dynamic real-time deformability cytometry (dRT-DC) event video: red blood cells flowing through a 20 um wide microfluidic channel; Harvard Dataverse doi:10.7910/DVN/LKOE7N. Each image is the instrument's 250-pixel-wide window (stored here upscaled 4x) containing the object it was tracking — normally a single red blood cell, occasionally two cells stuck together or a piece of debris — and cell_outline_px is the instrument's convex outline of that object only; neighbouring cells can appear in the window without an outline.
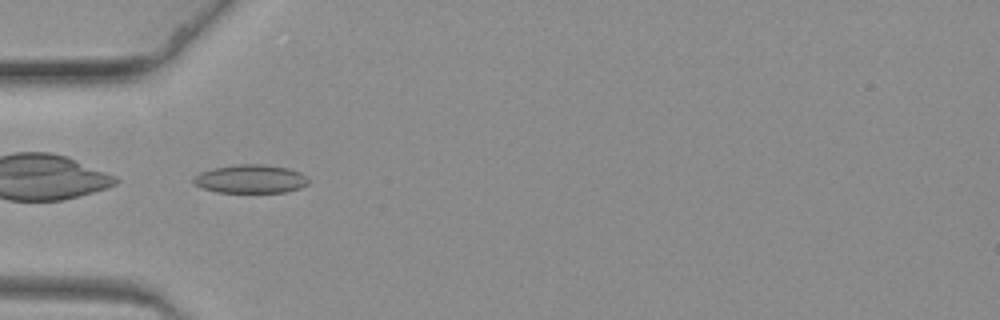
{"species": "common noctule bat (a hibernating species)", "species_latin": "Nyctalus noctula", "temperature_condition": "warm", "stored_images_in_passage": 3, "camera_frame_rate_fps": 3000, "um_per_image_px": 0.085, "animal": {"sex": "female", "body_mass_g": 19.3, "forearm_length_mm": 54.1}, "frame": {"image": 1, "passage_image": 1, "time_ms": 0.0, "image_size_px": [1000, 320], "cell_outline_px": [[308, 184], [300, 188], [284, 192], [216, 192], [204, 188], [196, 184], [192, 180], [200, 172], [212, 168], [236, 164], [264, 164], [288, 168], [300, 172], [308, 180]], "centroid_in_image_um": [21.3, 15.2], "position_along_channel_um": 63.7, "area_um2": 18.96}}